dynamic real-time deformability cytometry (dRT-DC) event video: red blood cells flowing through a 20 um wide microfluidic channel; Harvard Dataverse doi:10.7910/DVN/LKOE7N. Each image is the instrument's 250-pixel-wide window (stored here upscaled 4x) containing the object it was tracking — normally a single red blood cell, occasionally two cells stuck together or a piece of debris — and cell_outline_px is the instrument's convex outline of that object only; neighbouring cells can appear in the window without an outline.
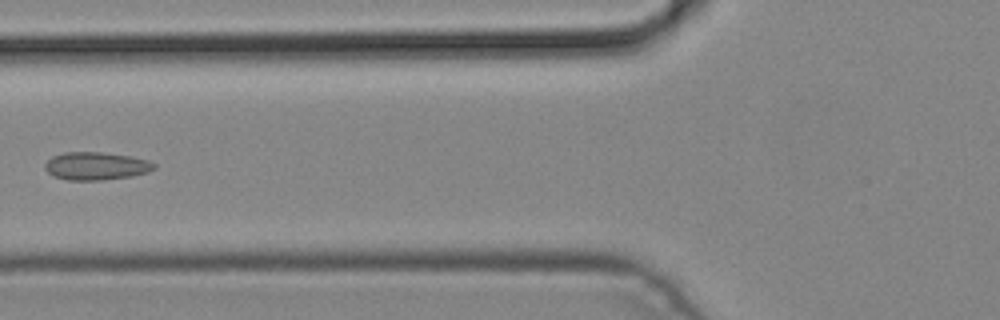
{"species": "common noctule bat (a hibernating species)", "species_latin": "Nyctalus noctula", "temperature_condition": "cold", "stored_images_in_passage": 6, "camera_frame_rate_fps": 3000, "um_per_image_px": 0.085, "animal": {"sex": "male", "body_mass_g": 19.2, "forearm_length_mm": 51.8}, "frame": {"image": 1, "passage_image": 5, "time_ms": 1.333, "image_size_px": [1000, 320], "cell_outline_px": [[156, 168], [148, 172], [132, 176], [100, 180], [68, 180], [52, 176], [44, 168], [44, 164], [52, 156], [64, 152], [104, 152], [132, 156], [148, 160], [156, 164]], "centroid_in_image_um": [8.17, 14.1], "position_along_channel_um": 117.6, "area_um2": 17.92}}
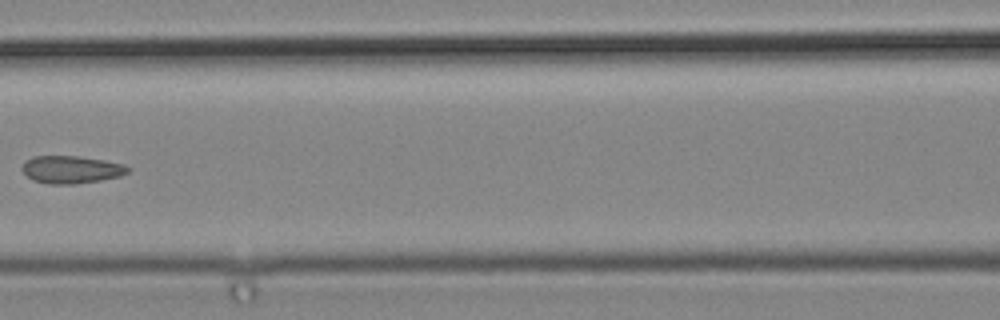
{"frame": {"image": 2, "passage_image": 6, "time_ms": 1.667, "image_size_px": [1000, 320], "cell_outline_px": [[132, 168], [128, 172], [120, 176], [100, 180], [76, 184], [48, 184], [32, 180], [20, 168], [24, 160], [32, 156], [76, 156], [104, 160], [124, 164]], "centroid_in_image_um": [6.03, 14.41], "position_along_channel_um": 160.6, "area_um2": 17.17}}